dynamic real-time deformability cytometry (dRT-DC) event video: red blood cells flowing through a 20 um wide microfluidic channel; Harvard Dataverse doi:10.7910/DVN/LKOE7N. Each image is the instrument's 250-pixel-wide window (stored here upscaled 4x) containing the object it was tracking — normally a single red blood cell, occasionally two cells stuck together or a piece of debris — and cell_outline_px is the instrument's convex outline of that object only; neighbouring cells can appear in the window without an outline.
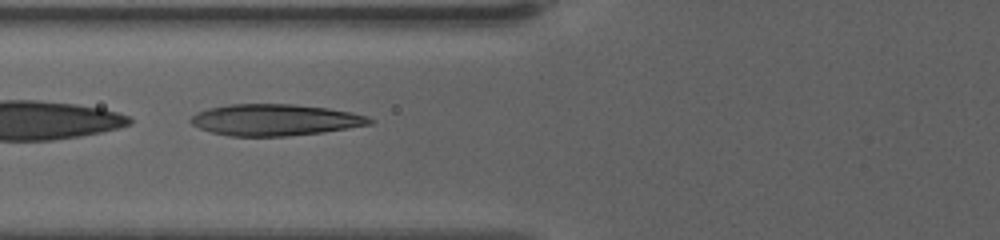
{"species": "human", "species_latin": "Homo sapiens", "temperature_condition": "warm", "stored_images_in_passage": 40, "segment_of_instrument_passage": [2, 2], "camera_frame_rate_fps": 3000, "um_per_image_px": 0.085, "donor": {"sex": "female"}, "frame": {"image": 1, "passage_image": 7, "time_ms": 2.0, "image_size_px": [1000, 240], "cell_outline_px": [[372, 124], [324, 132], [288, 136], [228, 136], [212, 132], [200, 128], [192, 124], [188, 120], [196, 112], [208, 108], [228, 104], [292, 104], [328, 108], [368, 116], [372, 120]], "centroid_in_image_um": [23.34, 10.19], "position_along_channel_um": 102.5, "area_um2": 32.77}}
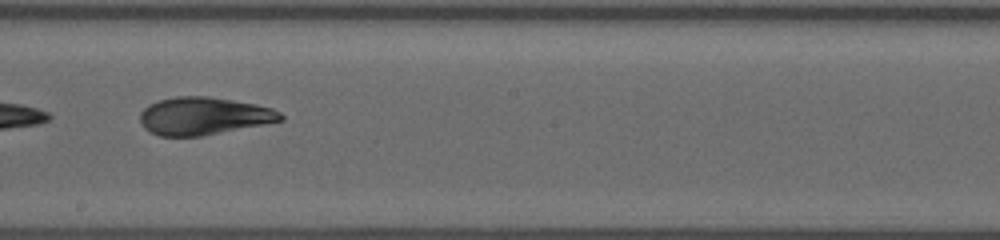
{"frame": {"image": 2, "passage_image": 18, "time_ms": 5.667, "image_size_px": [1000, 240], "cell_outline_px": [[284, 120], [200, 136], [160, 136], [148, 132], [144, 128], [140, 120], [140, 112], [148, 104], [160, 100], [176, 96], [208, 96], [256, 104], [272, 108], [280, 112], [284, 116]], "centroid_in_image_um": [17.28, 9.85], "position_along_channel_um": 230.9, "area_um2": 30.75}}
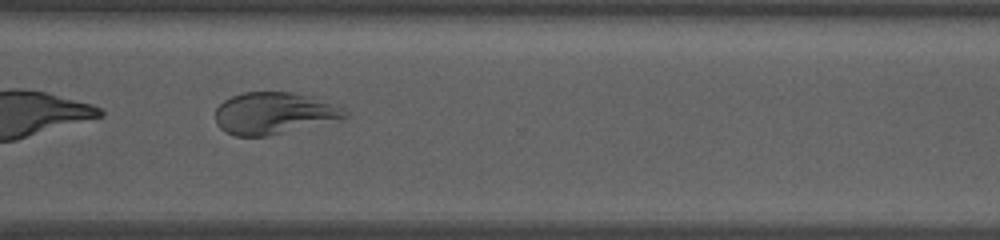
{"frame": {"image": 3, "passage_image": 28, "time_ms": 9.0, "image_size_px": [1000, 240], "cell_outline_px": [[352, 112], [348, 116], [268, 136], [236, 136], [220, 128], [216, 124], [216, 108], [224, 100], [232, 96], [244, 92], [296, 92], [312, 96]], "centroid_in_image_um": [23.25, 9.6], "position_along_channel_um": 347.3, "area_um2": 31.15}}